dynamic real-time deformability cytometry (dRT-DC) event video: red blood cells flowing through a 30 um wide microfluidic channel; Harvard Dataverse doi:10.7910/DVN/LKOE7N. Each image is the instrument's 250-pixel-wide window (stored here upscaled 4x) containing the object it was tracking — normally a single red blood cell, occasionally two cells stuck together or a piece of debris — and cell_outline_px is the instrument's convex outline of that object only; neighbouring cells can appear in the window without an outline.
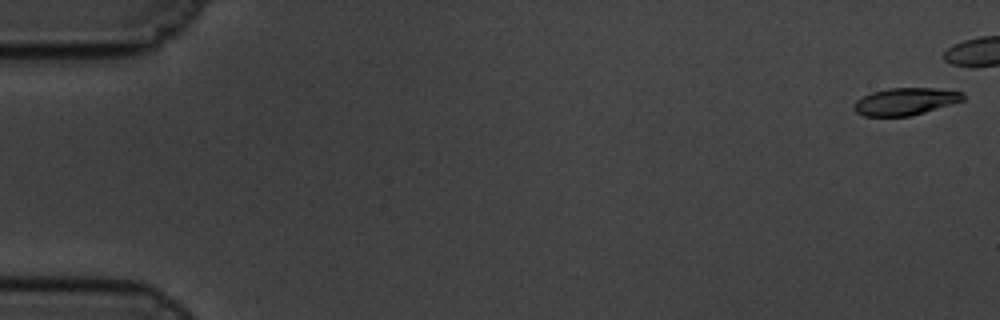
{"species": "common noctule bat (a hibernating species)", "species_latin": "Nyctalus noctula", "temperature_condition": "cold", "stored_images_in_passage": 48, "camera_frame_rate_fps": 3000, "um_per_image_px": 0.085, "animal": {"sex": "male", "body_mass_g": 19.5, "forearm_length_mm": 54.6}, "frame": {"image": 1, "passage_image": 1, "time_ms": 0.0, "image_size_px": [1000, 320], "cell_outline_px": [[964, 100], [924, 112], [908, 116], [864, 116], [856, 112], [852, 108], [852, 104], [856, 100], [872, 92], [888, 88], [936, 88], [964, 92]], "centroid_in_image_um": [76.93, 8.62], "position_along_channel_um": 8.1, "area_um2": 17.28}}
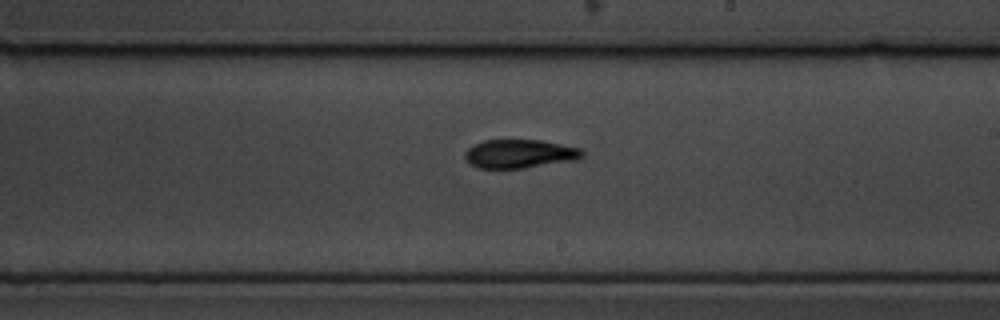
{"frame": {"image": 2, "passage_image": 35, "time_ms": 11.333, "image_size_px": [1000, 320], "cell_outline_px": [[584, 156], [580, 160], [524, 168], [476, 168], [468, 164], [464, 160], [464, 152], [468, 148], [484, 140], [540, 140], [580, 148], [584, 152]], "centroid_in_image_um": [44.17, 13.09], "position_along_channel_um": 244.8, "area_um2": 19.88}}
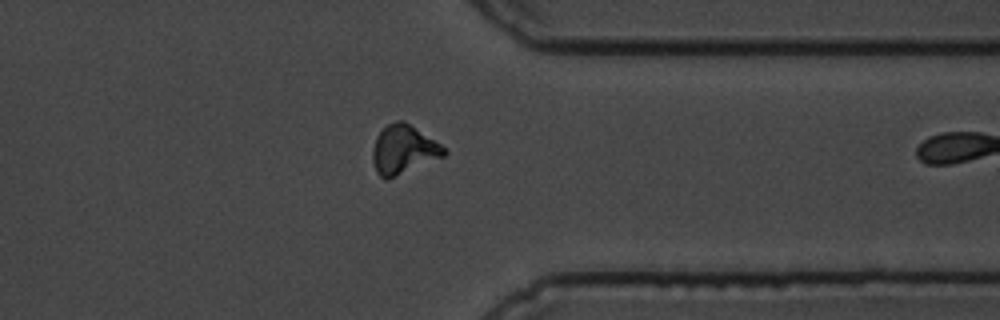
{"frame": {"image": 3, "passage_image": 47, "time_ms": 15.333, "image_size_px": [1000, 320], "cell_outline_px": [[448, 152], [444, 156], [388, 180], [384, 180], [376, 172], [372, 160], [372, 148], [376, 136], [388, 124], [396, 120], [404, 120], [440, 144]], "centroid_in_image_um": [34.26, 12.73], "position_along_channel_um": 377.1, "area_um2": 20.35}}